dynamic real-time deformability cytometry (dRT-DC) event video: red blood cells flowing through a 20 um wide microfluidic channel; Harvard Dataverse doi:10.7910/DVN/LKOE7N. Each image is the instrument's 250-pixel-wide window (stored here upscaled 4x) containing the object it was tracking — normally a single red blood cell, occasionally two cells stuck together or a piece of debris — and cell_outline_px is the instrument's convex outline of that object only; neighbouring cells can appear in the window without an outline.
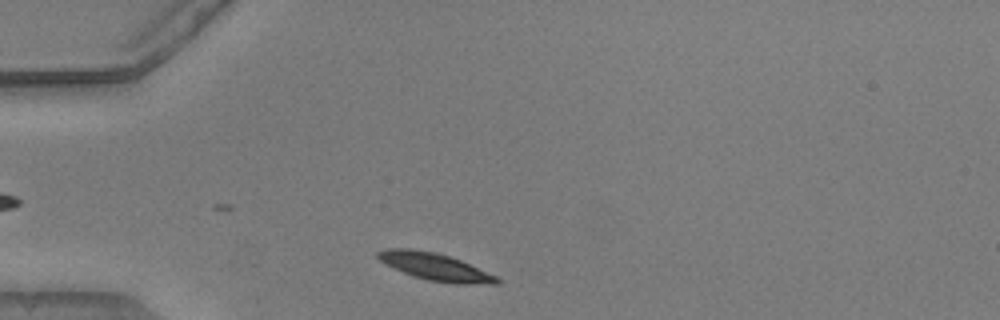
{"species": "common noctule bat (a hibernating species)", "species_latin": "Nyctalus noctula", "temperature_condition": "warm", "stored_images_in_passage": 34, "camera_frame_rate_fps": 3000, "um_per_image_px": 0.085, "animal": {"sex": "male", "body_mass_g": 20.5, "forearm_length_mm": 52.5}, "frame": {"image": 1, "passage_image": 2, "time_ms": 0.333, "image_size_px": [1000, 320], "cell_outline_px": [[500, 284], [456, 284], [428, 280], [412, 276], [380, 260], [376, 256], [376, 252], [388, 248], [408, 248], [436, 252], [460, 260], [496, 276], [500, 280]], "centroid_in_image_um": [37.0, 22.68], "position_along_channel_um": 48.0, "area_um2": 18.67}}
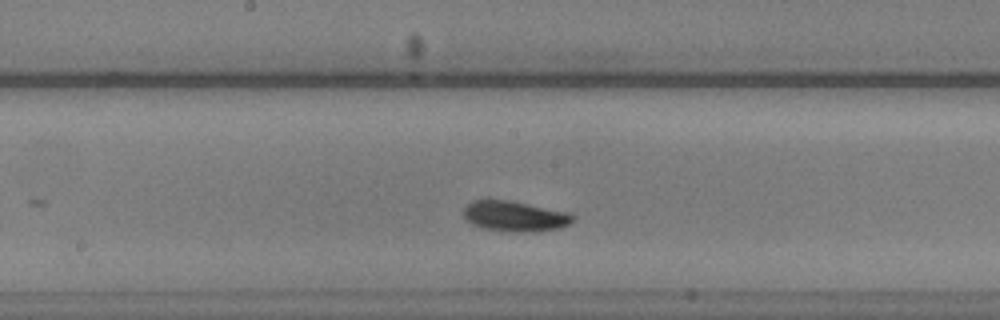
{"frame": {"image": 2, "passage_image": 16, "time_ms": 5.0, "image_size_px": [1000, 320], "cell_outline_px": [[576, 216], [568, 224], [560, 228], [536, 232], [512, 232], [480, 228], [472, 224], [464, 216], [464, 208], [472, 200], [488, 196], [572, 212]], "centroid_in_image_um": [43.75, 18.34], "position_along_channel_um": 204.5, "area_um2": 20.17}}
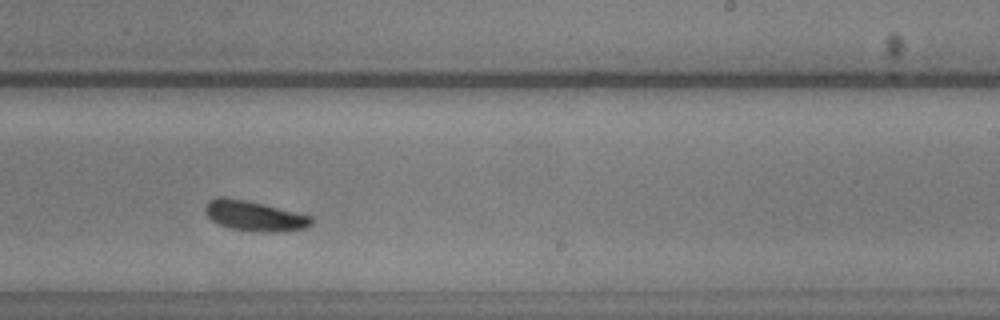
{"frame": {"image": 3, "passage_image": 21, "time_ms": 6.667, "image_size_px": [1000, 320], "cell_outline_px": [[312, 224], [304, 228], [268, 232], [260, 232], [232, 228], [220, 224], [212, 220], [204, 212], [204, 208], [208, 200], [216, 196], [224, 196], [248, 200], [312, 216]], "centroid_in_image_um": [21.57, 18.32], "position_along_channel_um": 267.4, "area_um2": 18.55}, "authors_computed_cell_mechanics": {"area_um2": 18.7272, "velocity_mm_per_s": 3.7839, "shape_relaxation_time_tau1_ms": 5.0719, "shape_relaxation_time_tau2_ms": null, "deformation_change_tau1": 0.2163, "deformation_change_tau2": null}}